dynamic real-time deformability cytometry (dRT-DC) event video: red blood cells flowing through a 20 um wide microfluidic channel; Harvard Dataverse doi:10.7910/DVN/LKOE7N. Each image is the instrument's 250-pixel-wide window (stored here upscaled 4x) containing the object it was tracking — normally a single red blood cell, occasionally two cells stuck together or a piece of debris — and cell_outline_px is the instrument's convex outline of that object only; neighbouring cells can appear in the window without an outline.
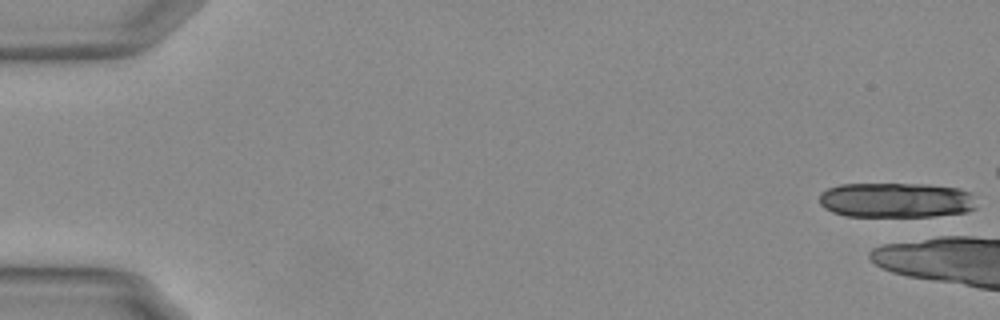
{"species": "Egyptian fruit bat (a non-hibernating species)", "species_latin": "Rousettus aegyptiacus", "temperature_condition": "warm", "stored_images_in_passage": 4, "camera_frame_rate_fps": 3000, "um_per_image_px": 0.085, "animal": {"sex": "female"}, "frame": {"image": 1, "passage_image": 1, "time_ms": 0.0, "image_size_px": [1000, 320], "cell_outline_px": [[976, 208], [964, 212], [936, 216], [844, 216], [832, 212], [824, 208], [820, 204], [820, 192], [828, 188], [840, 184], [928, 184], [960, 188], [968, 192]], "centroid_in_image_um": [76.11, 17.01], "position_along_channel_um": 8.9, "area_um2": 32.08}}